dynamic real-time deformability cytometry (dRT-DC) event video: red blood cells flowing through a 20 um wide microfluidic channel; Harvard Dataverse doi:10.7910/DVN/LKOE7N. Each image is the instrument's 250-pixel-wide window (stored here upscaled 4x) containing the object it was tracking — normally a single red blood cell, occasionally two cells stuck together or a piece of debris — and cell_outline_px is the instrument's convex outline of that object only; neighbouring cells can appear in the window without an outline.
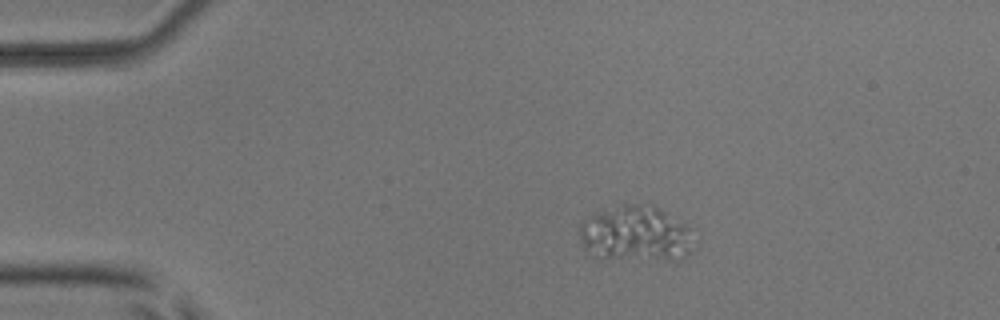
{"species": "common noctule bat (a hibernating species)", "species_latin": "Nyctalus noctula", "temperature_condition": "room temperature", "stored_images_in_passage": 6, "camera_frame_rate_fps": 3000, "um_per_image_px": 0.085, "animal": {"sex": "male", "body_mass_g": 17.9, "forearm_length_mm": 54.2}, "frame": {"image": 1, "passage_image": 3, "time_ms": 0.667, "image_size_px": [1000, 320], "cell_outline_px": [[692, 252], [688, 256], [600, 260], [584, 248], [580, 236], [580, 224], [588, 216], [596, 212], [624, 204], [652, 204], [660, 208], [692, 228]], "centroid_in_image_um": [54.01, 19.85], "position_along_channel_um": 31.0, "area_um2": 36.99}}
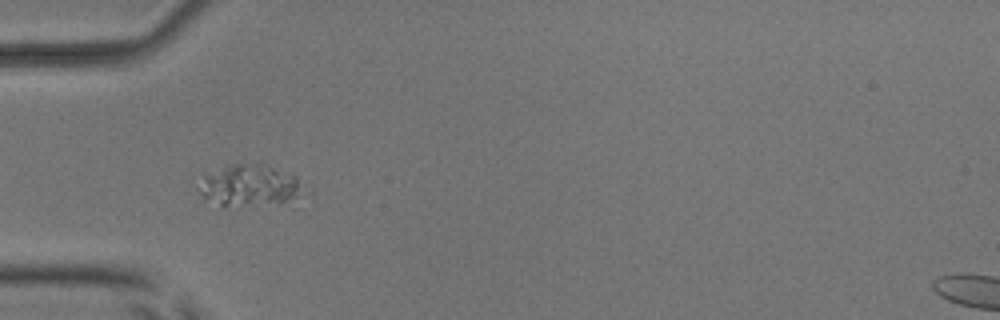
{"frame": {"image": 2, "passage_image": 5, "time_ms": 1.333, "image_size_px": [1000, 320], "cell_outline_px": [[312, 196], [276, 204], [224, 208], [220, 208], [204, 196], [196, 188], [204, 176], [228, 164], [260, 164], [296, 176], [312, 188]], "centroid_in_image_um": [21.39, 15.84], "position_along_channel_um": 63.6, "area_um2": 26.7}}
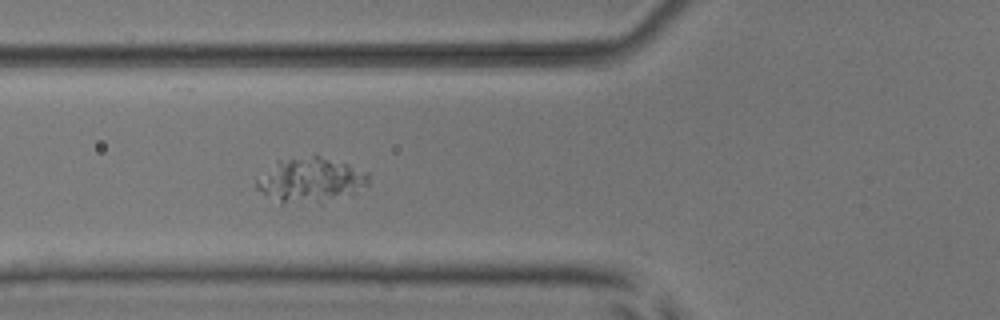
{"frame": {"image": 3, "passage_image": 6, "time_ms": 1.667, "image_size_px": [1000, 320], "cell_outline_px": [[368, 184], [352, 196], [320, 204], [280, 200], [256, 188], [256, 180], [276, 160], [312, 156], [320, 156], [348, 164], [368, 172]], "centroid_in_image_um": [26.5, 15.3], "position_along_channel_um": 99.3, "area_um2": 28.9}}